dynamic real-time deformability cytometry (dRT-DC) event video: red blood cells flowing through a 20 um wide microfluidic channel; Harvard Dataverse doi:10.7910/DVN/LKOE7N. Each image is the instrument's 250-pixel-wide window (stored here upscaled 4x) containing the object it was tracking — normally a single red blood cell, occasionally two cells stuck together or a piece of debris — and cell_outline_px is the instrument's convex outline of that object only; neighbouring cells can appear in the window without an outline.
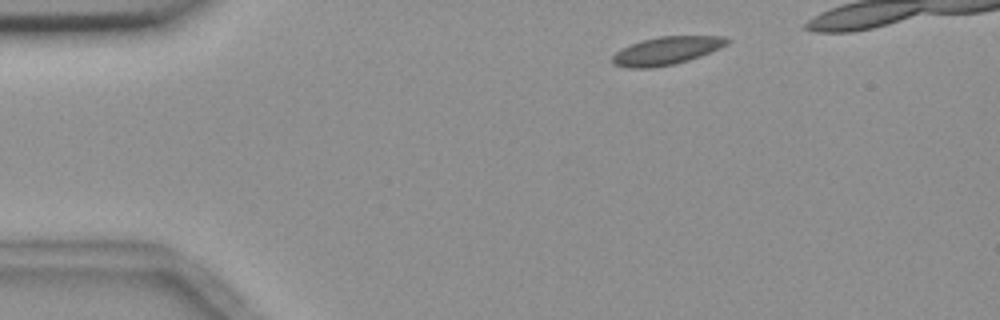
{"species": "common noctule bat (a hibernating species)", "species_latin": "Nyctalus noctula", "temperature_condition": "room temperature", "stored_images_in_passage": 4, "camera_frame_rate_fps": 3000, "um_per_image_px": 0.085, "animal": {"sex": "female", "body_mass_g": 18.4}, "frame": {"image": 1, "passage_image": 1, "time_ms": 0.0, "image_size_px": [1000, 320], "cell_outline_px": [[732, 40], [728, 44], [720, 48], [700, 56], [676, 64], [652, 68], [628, 68], [612, 64], [612, 56], [616, 52], [640, 40], [656, 36], [724, 36]], "centroid_in_image_um": [56.67, 4.31], "position_along_channel_um": 28.3, "area_um2": 18.84}}